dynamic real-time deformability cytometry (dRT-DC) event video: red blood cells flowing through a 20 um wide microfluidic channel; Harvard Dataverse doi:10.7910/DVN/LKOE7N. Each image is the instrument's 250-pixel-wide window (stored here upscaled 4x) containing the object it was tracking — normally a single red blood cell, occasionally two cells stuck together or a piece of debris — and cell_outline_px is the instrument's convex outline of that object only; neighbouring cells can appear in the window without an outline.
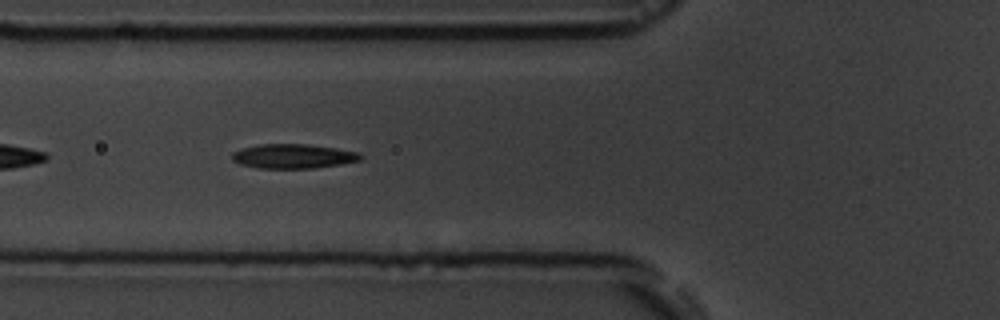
{"species": "common noctule bat (a hibernating species)", "species_latin": "Nyctalus noctula", "temperature_condition": "room temperature", "stored_images_in_passage": 15, "camera_frame_rate_fps": 3000, "um_per_image_px": 0.085, "animal": {"sex": "male", "body_mass_g": 19.5, "forearm_length_mm": 54.6}, "frame": {"image": 1, "passage_image": 5, "time_ms": 4.333, "image_size_px": [1000, 320], "cell_outline_px": [[364, 156], [360, 160], [340, 164], [312, 168], [260, 168], [240, 164], [232, 160], [232, 152], [240, 148], [260, 144], [304, 144], [336, 148], [360, 152]], "centroid_in_image_um": [24.91, 13.27], "position_along_channel_um": 100.9, "area_um2": 18.26}}
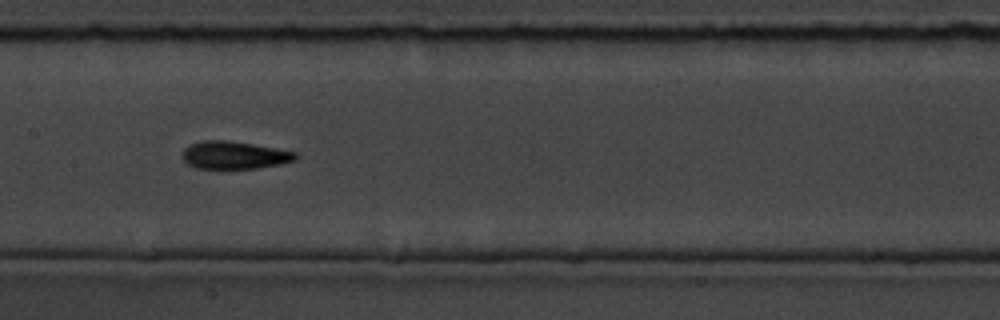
{"frame": {"image": 2, "passage_image": 7, "time_ms": 6.667, "image_size_px": [1000, 320], "cell_outline_px": [[300, 156], [296, 160], [280, 164], [256, 168], [224, 172], [196, 168], [188, 164], [180, 156], [184, 148], [192, 144], [204, 140], [228, 140], [276, 148], [296, 152]], "centroid_in_image_um": [19.89, 13.24], "position_along_channel_um": 187.5, "area_um2": 19.13}}
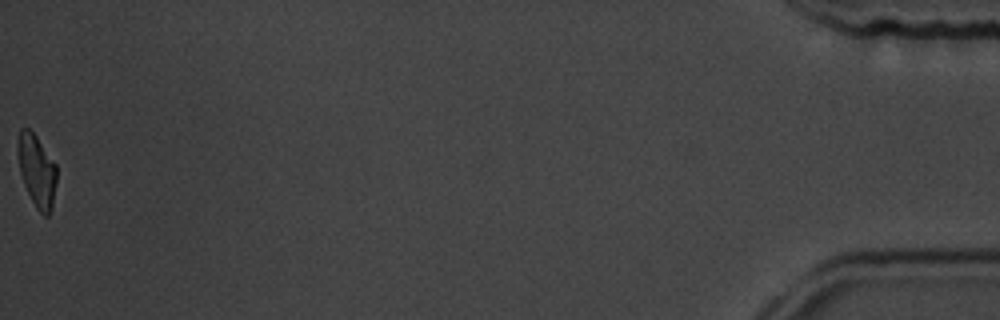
{"frame": {"image": 3, "passage_image": 15, "time_ms": 16.0, "image_size_px": [1000, 320], "cell_outline_px": [[56, 180], [52, 208], [48, 216], [44, 216], [36, 208], [24, 184], [20, 172], [16, 152], [16, 148], [20, 128], [28, 128], [36, 136], [56, 164]], "centroid_in_image_um": [3.11, 14.5], "position_along_channel_um": 432.1, "area_um2": 16.36}, "authors_computed_cell_mechanics": {"area_um2": 17.6868, "velocity_mm_per_s": 3.7126, "shape_relaxation_time_tau1_ms": 2.7815, "shape_relaxation_time_tau2_ms": 5.6096, "deformation_change_tau1": 0.1239, "deformation_change_tau2": 0.1222}}